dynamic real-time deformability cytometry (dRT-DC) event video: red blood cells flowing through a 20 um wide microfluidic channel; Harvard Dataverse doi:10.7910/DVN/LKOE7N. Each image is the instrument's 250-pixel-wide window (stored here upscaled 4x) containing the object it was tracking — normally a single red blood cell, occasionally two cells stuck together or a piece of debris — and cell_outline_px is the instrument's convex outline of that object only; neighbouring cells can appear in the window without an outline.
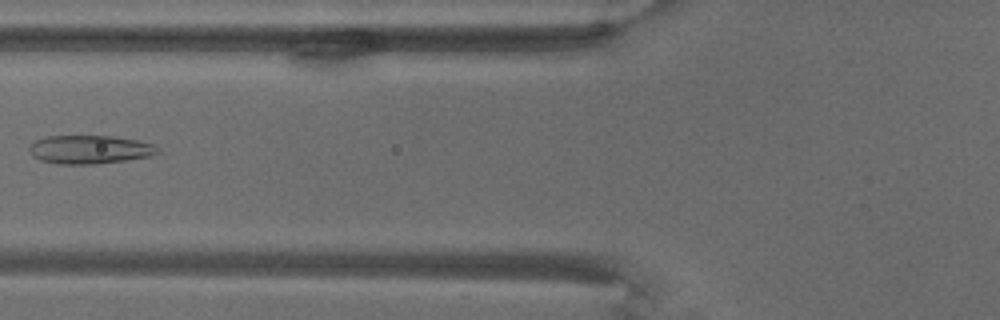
{"species": "common noctule bat (a hibernating species)", "species_latin": "Nyctalus noctula", "temperature_condition": "warm", "stored_images_in_passage": 11, "camera_frame_rate_fps": 3000, "um_per_image_px": 0.085, "animal": {"sex": "male", "body_mass_g": 18.8}, "frame": {"image": 1, "passage_image": 8, "time_ms": 9.333, "image_size_px": [1000, 320], "cell_outline_px": [[160, 152], [152, 156], [96, 164], [60, 164], [40, 160], [32, 156], [28, 152], [28, 148], [36, 140], [48, 136], [112, 136], [136, 140], [152, 144], [160, 148]], "centroid_in_image_um": [7.62, 12.71], "position_along_channel_um": 118.2, "area_um2": 21.33}}
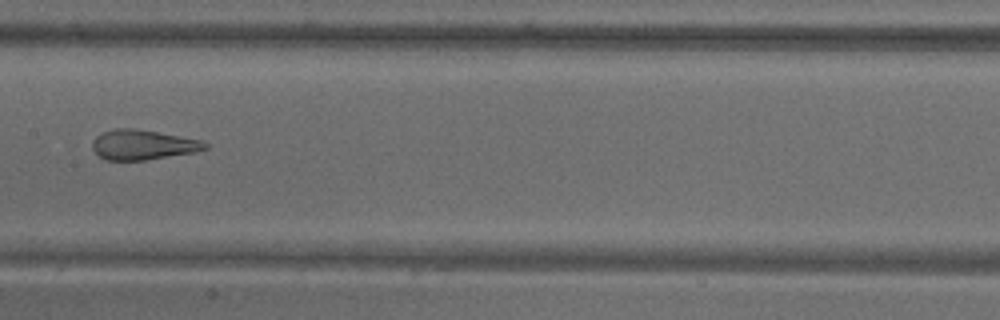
{"frame": {"image": 2, "passage_image": 10, "time_ms": 12.0, "image_size_px": [1000, 320], "cell_outline_px": [[208, 148], [192, 152], [144, 160], [104, 160], [92, 148], [92, 140], [96, 136], [104, 132], [116, 128], [132, 128], [156, 132], [200, 140], [208, 144]], "centroid_in_image_um": [12.09, 12.31], "position_along_channel_um": 195.3, "area_um2": 19.25}}
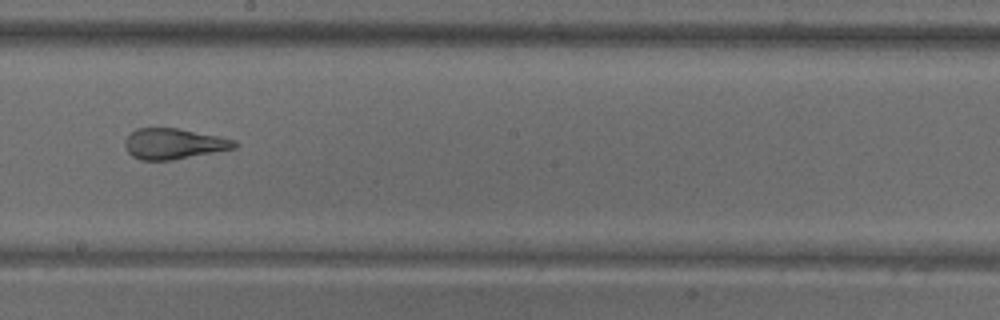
{"frame": {"image": 3, "passage_image": 11, "time_ms": 13.333, "image_size_px": [1000, 320], "cell_outline_px": [[240, 144], [236, 148], [216, 152], [172, 160], [140, 160], [132, 156], [128, 152], [124, 144], [124, 140], [136, 128], [180, 128], [236, 140]], "centroid_in_image_um": [14.79, 12.22], "position_along_channel_um": 233.4, "area_um2": 19.71}}